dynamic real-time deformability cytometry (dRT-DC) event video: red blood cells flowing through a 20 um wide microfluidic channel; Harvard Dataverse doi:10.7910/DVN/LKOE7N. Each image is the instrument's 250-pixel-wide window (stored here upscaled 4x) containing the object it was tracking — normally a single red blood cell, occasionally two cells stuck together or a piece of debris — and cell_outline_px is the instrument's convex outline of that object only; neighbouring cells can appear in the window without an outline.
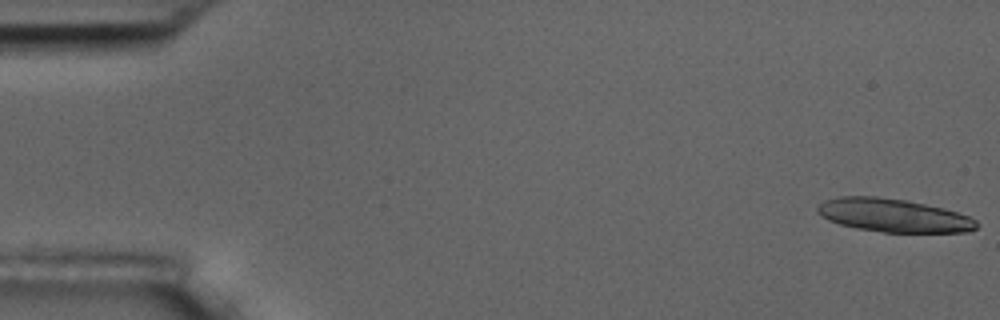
{"species": "common noctule bat (a hibernating species)", "species_latin": "Nyctalus noctula", "temperature_condition": "room temperature", "stored_images_in_passage": 10, "camera_frame_rate_fps": 3000, "um_per_image_px": 0.085, "animal": {"sex": "male", "body_mass_g": 17.5, "forearm_length_mm": 52.3}, "frame": {"image": 1, "passage_image": 1, "time_ms": 0.0, "image_size_px": [1000, 320], "cell_outline_px": [[980, 224], [976, 228], [968, 232], [884, 232], [856, 228], [840, 224], [828, 220], [820, 216], [816, 212], [816, 208], [824, 200], [840, 196], [876, 196], [908, 200], [944, 208], [968, 216], [976, 220]], "centroid_in_image_um": [75.93, 18.3], "position_along_channel_um": 9.1, "area_um2": 31.04}}
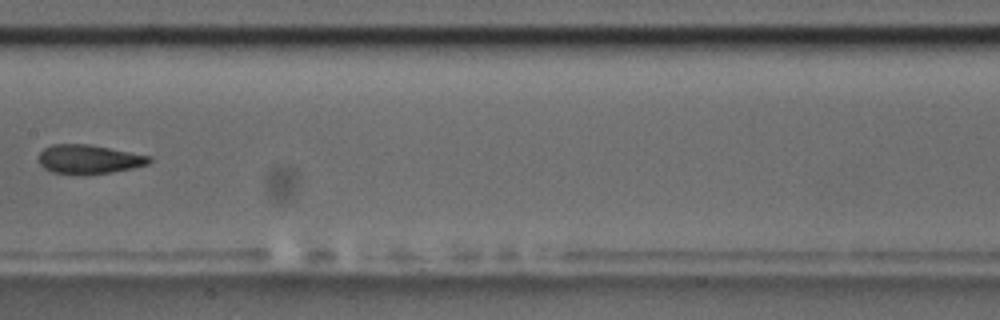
{"frame": {"image": 2, "passage_image": 9, "time_ms": 9.333, "image_size_px": [1000, 320], "cell_outline_px": [[152, 160], [148, 164], [132, 168], [112, 172], [84, 176], [76, 176], [52, 172], [44, 168], [40, 164], [40, 152], [44, 148], [52, 144], [88, 144], [152, 156]], "centroid_in_image_um": [7.55, 13.56], "position_along_channel_um": 199.8, "area_um2": 19.02}}
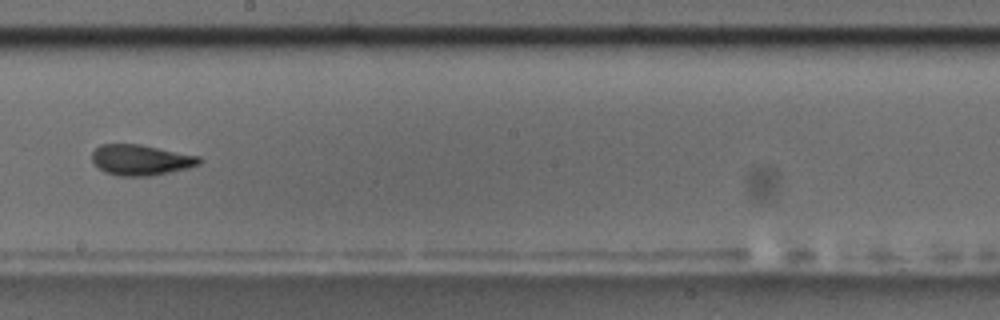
{"frame": {"image": 3, "passage_image": 10, "time_ms": 10.333, "image_size_px": [1000, 320], "cell_outline_px": [[204, 160], [200, 164], [188, 168], [148, 176], [116, 176], [104, 172], [92, 160], [92, 152], [100, 144], [140, 144], [200, 156]], "centroid_in_image_um": [11.98, 13.59], "position_along_channel_um": 236.2, "area_um2": 19.19}}